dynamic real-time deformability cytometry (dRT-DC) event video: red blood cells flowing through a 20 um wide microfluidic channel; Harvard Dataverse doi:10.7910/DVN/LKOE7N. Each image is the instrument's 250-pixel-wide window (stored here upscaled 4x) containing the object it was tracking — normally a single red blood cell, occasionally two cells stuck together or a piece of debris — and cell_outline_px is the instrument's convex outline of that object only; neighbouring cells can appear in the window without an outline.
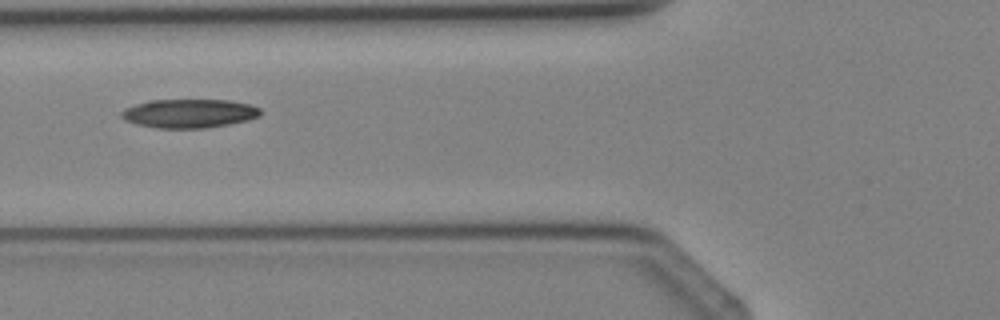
{"species": "Egyptian fruit bat (a non-hibernating species)", "species_latin": "Rousettus aegyptiacus", "temperature_condition": "cold", "stored_images_in_passage": 2, "camera_frame_rate_fps": 3000, "um_per_image_px": 0.085, "animal": {"sex": "female"}, "frame": {"image": 1, "passage_image": 2, "time_ms": 1.0, "image_size_px": [1000, 320], "cell_outline_px": [[260, 116], [248, 120], [208, 128], [156, 128], [136, 124], [124, 120], [120, 116], [120, 112], [124, 108], [136, 104], [152, 100], [228, 100], [248, 104], [260, 108]], "centroid_in_image_um": [16.05, 9.65], "position_along_channel_um": 109.8, "area_um2": 23.35}}